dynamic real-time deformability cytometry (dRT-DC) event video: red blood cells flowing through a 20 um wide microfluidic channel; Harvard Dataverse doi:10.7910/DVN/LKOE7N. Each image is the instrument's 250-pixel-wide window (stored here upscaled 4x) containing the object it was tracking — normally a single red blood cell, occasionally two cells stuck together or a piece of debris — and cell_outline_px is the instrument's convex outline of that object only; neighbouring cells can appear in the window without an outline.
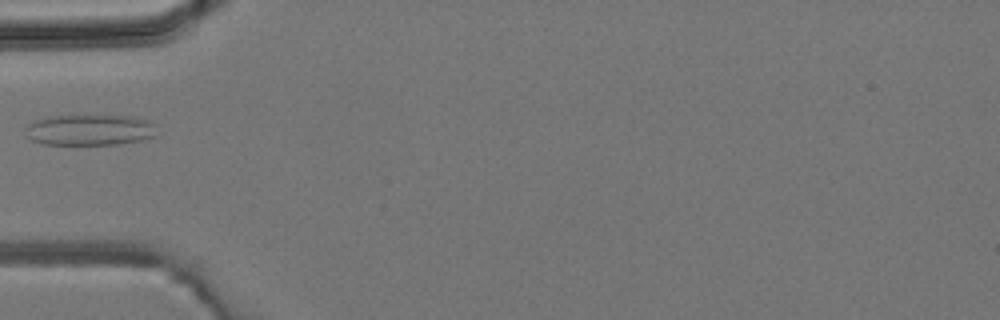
{"species": "common noctule bat (a hibernating species)", "species_latin": "Nyctalus noctula", "temperature_condition": "room temperature", "stored_images_in_passage": 1, "camera_frame_rate_fps": 3000, "um_per_image_px": 0.085, "animal": {"sex": "male", "body_mass_g": 19.2, "forearm_length_mm": 51.8}, "frame": {"image": 1, "passage_image": 1, "time_ms": 0.0, "image_size_px": [1000, 320], "cell_outline_px": [[156, 136], [140, 140], [120, 144], [40, 144], [24, 136], [24, 128], [32, 120], [48, 116], [136, 116], [148, 120], [156, 124]], "centroid_in_image_um": [7.6, 11.04], "position_along_channel_um": 77.4, "area_um2": 24.04}}